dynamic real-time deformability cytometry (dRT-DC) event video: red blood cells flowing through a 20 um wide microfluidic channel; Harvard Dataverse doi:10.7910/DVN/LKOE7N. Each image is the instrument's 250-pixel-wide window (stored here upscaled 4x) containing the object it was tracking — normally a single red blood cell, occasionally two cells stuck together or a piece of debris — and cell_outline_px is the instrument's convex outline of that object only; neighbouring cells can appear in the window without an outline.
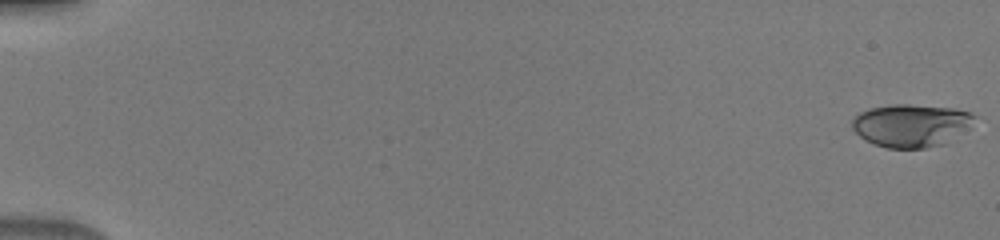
{"species": "human", "species_latin": "Homo sapiens", "temperature_condition": "warm", "stored_images_in_passage": 51, "camera_frame_rate_fps": 3000, "um_per_image_px": 0.085, "donor": {"sex": "male"}, "frame": {"image": 1, "passage_image": 1, "time_ms": 0.0, "image_size_px": [1000, 240], "cell_outline_px": [[976, 116], [944, 144], [924, 148], [888, 148], [876, 144], [860, 136], [852, 128], [852, 120], [860, 112], [872, 108], [892, 104], [908, 104], [956, 108], [968, 112]], "centroid_in_image_um": [77.37, 10.64], "position_along_channel_um": 7.6, "area_um2": 29.65}}
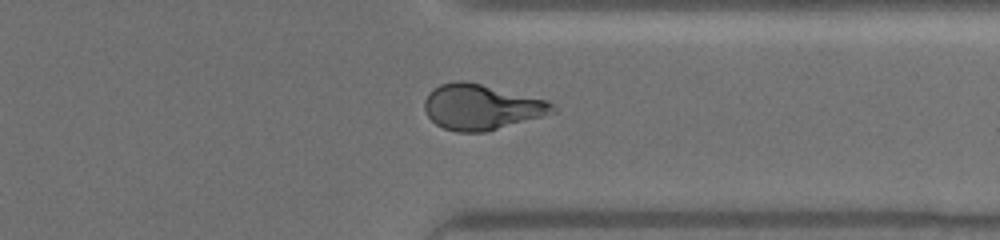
{"frame": {"image": 2, "passage_image": 41, "time_ms": 13.333, "image_size_px": [1000, 240], "cell_outline_px": [[556, 112], [484, 132], [456, 132], [444, 128], [436, 124], [428, 116], [424, 108], [424, 100], [428, 92], [432, 88], [440, 84], [456, 80], [468, 80], [544, 100], [552, 104], [556, 108]], "centroid_in_image_um": [40.85, 9.08], "position_along_channel_um": 370.6, "area_um2": 33.76}}
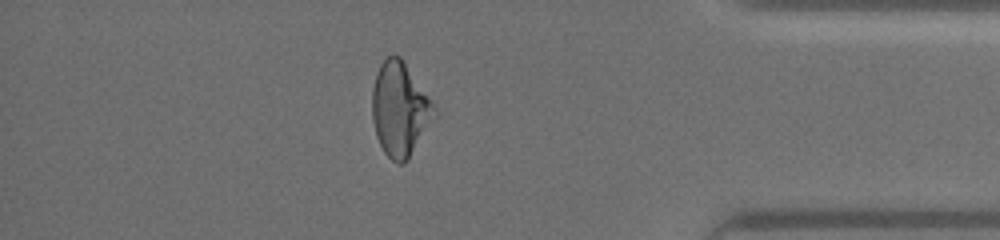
{"frame": {"image": 3, "passage_image": 45, "time_ms": 14.667, "image_size_px": [1000, 240], "cell_outline_px": [[436, 116], [408, 160], [404, 164], [400, 164], [392, 160], [384, 152], [376, 136], [372, 120], [372, 88], [376, 72], [380, 64], [388, 56], [400, 56], [428, 96], [436, 108]], "centroid_in_image_um": [33.97, 9.31], "position_along_channel_um": 401.2, "area_um2": 33.87}}